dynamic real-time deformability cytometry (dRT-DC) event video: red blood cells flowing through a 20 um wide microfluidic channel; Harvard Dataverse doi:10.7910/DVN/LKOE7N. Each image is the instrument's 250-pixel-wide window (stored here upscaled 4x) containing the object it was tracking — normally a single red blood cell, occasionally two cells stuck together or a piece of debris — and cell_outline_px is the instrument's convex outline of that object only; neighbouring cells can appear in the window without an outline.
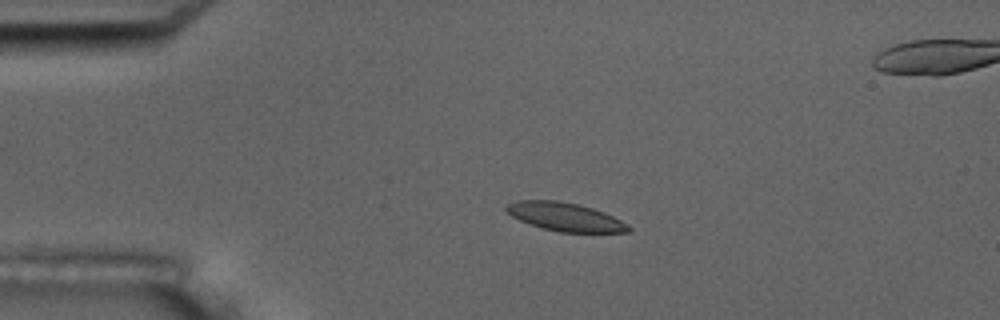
{"species": "common noctule bat (a hibernating species)", "species_latin": "Nyctalus noctula", "temperature_condition": "room temperature", "stored_images_in_passage": 5, "camera_frame_rate_fps": 3000, "um_per_image_px": 0.085, "animal": {"sex": "male", "body_mass_g": 17.5, "forearm_length_mm": 52.3}, "frame": {"image": 1, "passage_image": 4, "time_ms": 1.0, "image_size_px": [1000, 320], "cell_outline_px": [[632, 232], [560, 232], [544, 228], [520, 220], [512, 216], [504, 208], [508, 204], [516, 200], [560, 200], [580, 204], [604, 212], [628, 224], [632, 228]], "centroid_in_image_um": [48.06, 18.42], "position_along_channel_um": 36.9, "area_um2": 20.17}}